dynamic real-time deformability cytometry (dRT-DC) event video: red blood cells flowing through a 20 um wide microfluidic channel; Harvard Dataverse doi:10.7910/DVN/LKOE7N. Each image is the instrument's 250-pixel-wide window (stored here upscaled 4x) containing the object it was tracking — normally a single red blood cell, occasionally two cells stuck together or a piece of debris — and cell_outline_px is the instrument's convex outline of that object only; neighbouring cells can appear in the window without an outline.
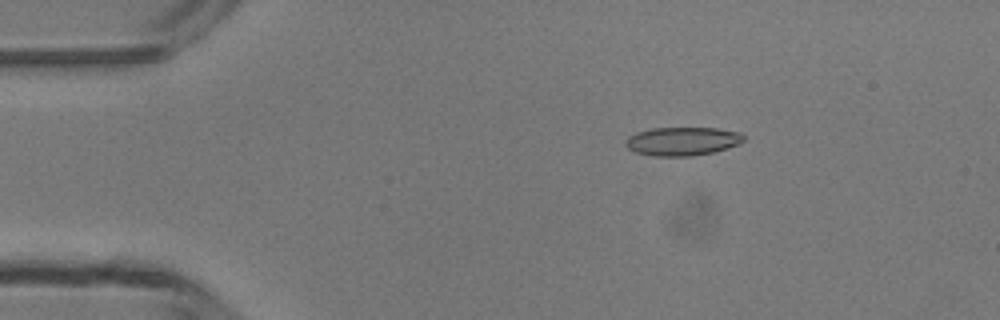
{"species": "common noctule bat (a hibernating species)", "species_latin": "Nyctalus noctula", "temperature_condition": "room temperature", "stored_images_in_passage": 41, "camera_frame_rate_fps": 3000, "um_per_image_px": 0.085, "animal": {"sex": "male", "body_mass_g": 13.3}, "frame": {"image": 1, "passage_image": 8, "time_ms": 2.333, "image_size_px": [1000, 320], "cell_outline_px": [[744, 140], [740, 144], [728, 148], [712, 152], [692, 156], [652, 156], [636, 152], [628, 148], [624, 144], [624, 140], [628, 136], [636, 132], [652, 128], [716, 128], [740, 132], [744, 136]], "centroid_in_image_um": [57.99, 12.0], "position_along_channel_um": 27.0, "area_um2": 19.77}}
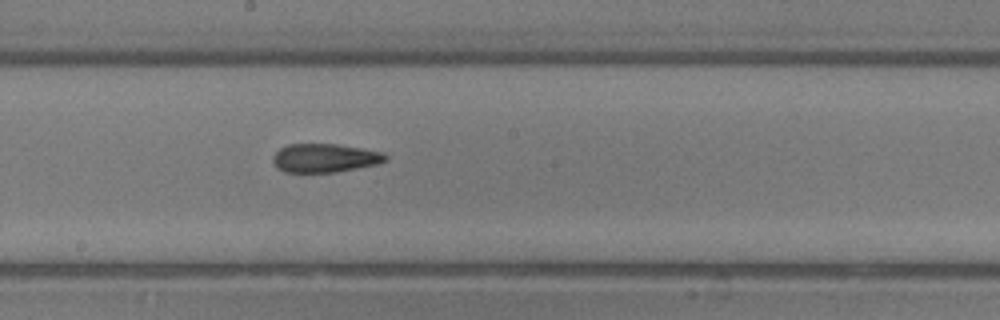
{"frame": {"image": 2, "passage_image": 26, "time_ms": 8.333, "image_size_px": [1000, 320], "cell_outline_px": [[388, 160], [380, 164], [336, 172], [284, 172], [276, 168], [272, 164], [272, 156], [280, 148], [288, 144], [336, 144], [384, 152], [388, 156]], "centroid_in_image_um": [27.61, 13.44], "position_along_channel_um": 220.6, "area_um2": 19.07}}
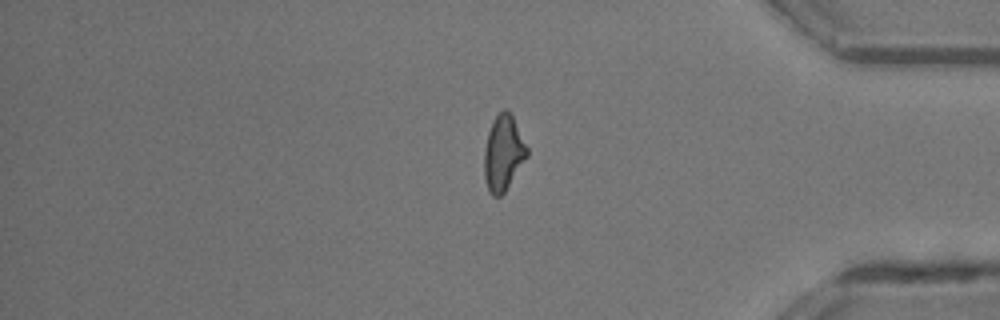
{"frame": {"image": 3, "passage_image": 40, "time_ms": 13.0, "image_size_px": [1000, 320], "cell_outline_px": [[528, 156], [504, 192], [500, 196], [492, 196], [488, 192], [484, 176], [484, 148], [488, 132], [492, 120], [504, 108], [508, 108], [528, 148]], "centroid_in_image_um": [42.76, 13.0], "position_along_channel_um": 392.4, "area_um2": 18.84}}